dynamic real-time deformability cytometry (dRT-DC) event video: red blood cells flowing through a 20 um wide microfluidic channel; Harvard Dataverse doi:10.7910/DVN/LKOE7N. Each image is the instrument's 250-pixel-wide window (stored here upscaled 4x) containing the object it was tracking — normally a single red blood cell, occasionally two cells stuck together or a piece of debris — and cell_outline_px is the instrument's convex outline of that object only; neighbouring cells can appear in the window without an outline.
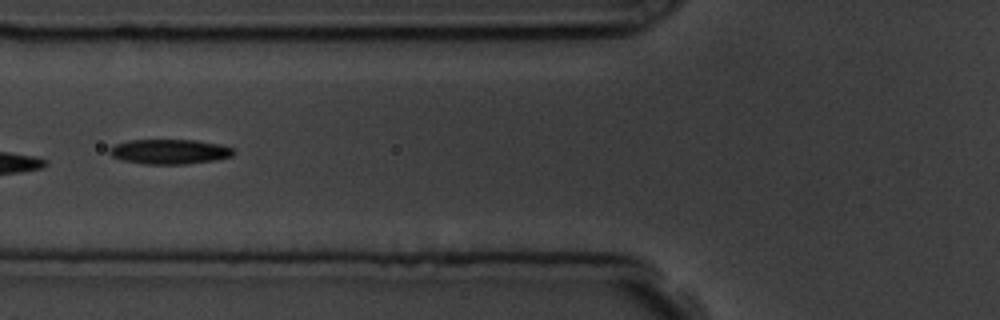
{"species": "common noctule bat (a hibernating species)", "species_latin": "Nyctalus noctula", "temperature_condition": "room temperature", "stored_images_in_passage": 6, "camera_frame_rate_fps": 3000, "um_per_image_px": 0.085, "animal": {"sex": "male", "body_mass_g": 19.5, "forearm_length_mm": 54.6}, "frame": {"image": 1, "passage_image": 6, "time_ms": 6.667, "image_size_px": [1000, 320], "cell_outline_px": [[236, 152], [232, 156], [216, 160], [184, 164], [144, 164], [120, 160], [112, 156], [108, 152], [108, 148], [116, 144], [128, 140], [196, 140], [220, 144], [232, 148]], "centroid_in_image_um": [14.4, 12.89], "position_along_channel_um": 111.4, "area_um2": 18.09}}